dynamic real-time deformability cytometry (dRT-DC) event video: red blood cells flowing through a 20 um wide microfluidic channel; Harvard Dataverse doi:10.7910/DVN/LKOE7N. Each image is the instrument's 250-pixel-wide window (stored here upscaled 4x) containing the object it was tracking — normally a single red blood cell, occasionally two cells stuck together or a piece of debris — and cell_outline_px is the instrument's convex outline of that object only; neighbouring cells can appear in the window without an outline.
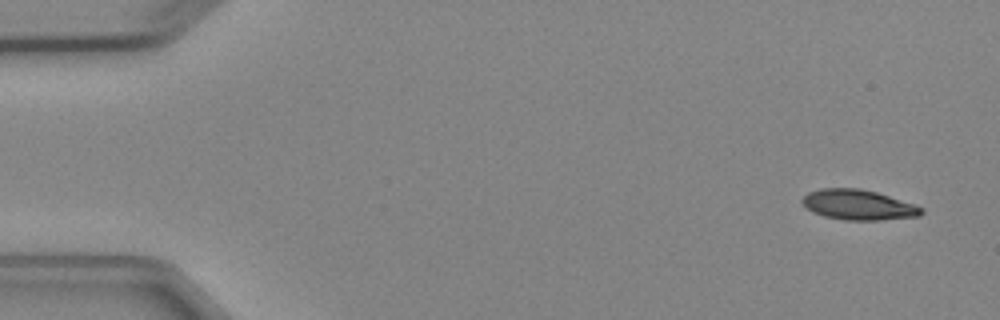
{"species": "Egyptian fruit bat (a non-hibernating species)", "species_latin": "Rousettus aegyptiacus", "temperature_condition": "cold", "stored_images_in_passage": 7, "camera_frame_rate_fps": 3000, "um_per_image_px": 0.085, "animal": {"sex": "female"}, "frame": {"image": 1, "passage_image": 1, "time_ms": 0.0, "image_size_px": [1000, 320], "cell_outline_px": [[924, 212], [920, 216], [880, 220], [844, 220], [824, 216], [812, 212], [804, 208], [800, 200], [808, 192], [820, 188], [860, 188], [876, 192], [916, 204], [924, 208]], "centroid_in_image_um": [72.95, 17.41], "position_along_channel_um": 12.1, "area_um2": 21.27}}
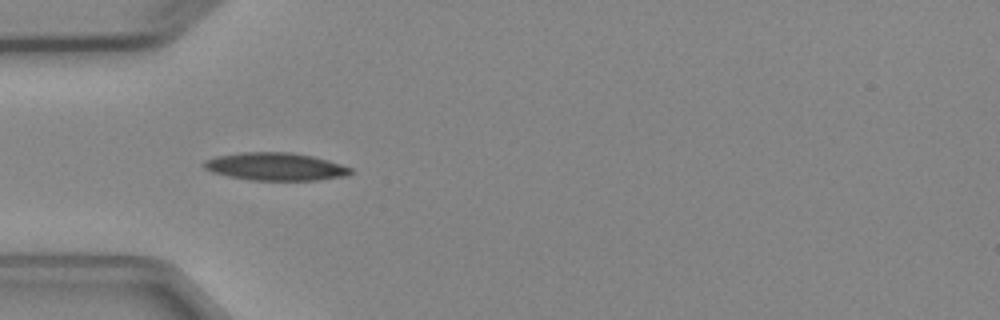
{"frame": {"image": 2, "passage_image": 4, "time_ms": 4.333, "image_size_px": [1000, 320], "cell_outline_px": [[352, 172], [348, 176], [316, 180], [252, 180], [228, 176], [212, 172], [204, 168], [200, 164], [204, 160], [216, 156], [240, 152], [292, 152], [312, 156], [328, 160], [352, 168]], "centroid_in_image_um": [23.39, 14.15], "position_along_channel_um": 61.6, "area_um2": 23.87}}